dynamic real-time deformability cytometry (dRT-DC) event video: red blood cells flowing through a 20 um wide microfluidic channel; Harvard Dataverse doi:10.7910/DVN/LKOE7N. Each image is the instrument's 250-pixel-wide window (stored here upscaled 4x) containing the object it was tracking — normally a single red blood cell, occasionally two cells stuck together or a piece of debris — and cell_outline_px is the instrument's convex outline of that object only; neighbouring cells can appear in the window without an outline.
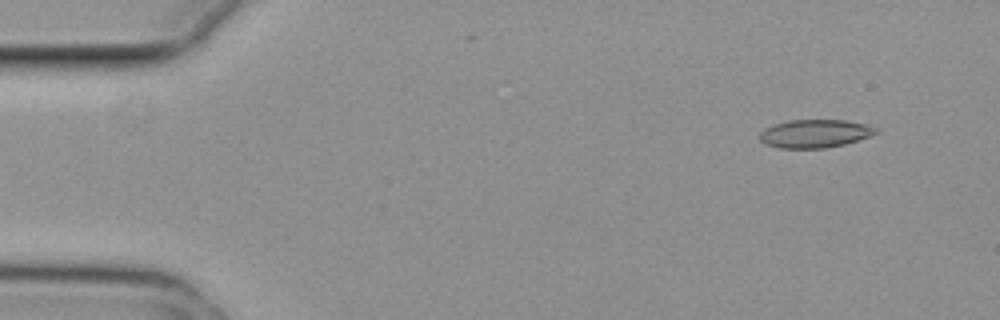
{"species": "common noctule bat (a hibernating species)", "species_latin": "Nyctalus noctula", "temperature_condition": "cold", "stored_images_in_passage": 55, "camera_frame_rate_fps": 3000, "um_per_image_px": 0.085, "animal": {"sex": "female", "body_mass_g": 29.2, "forearm_length_mm": 56.3}, "frame": {"image": 1, "passage_image": 5, "time_ms": 1.333, "image_size_px": [1000, 320], "cell_outline_px": [[876, 132], [868, 136], [844, 144], [824, 148], [780, 148], [764, 144], [760, 140], [760, 132], [764, 128], [772, 124], [788, 120], [844, 120], [864, 124], [876, 128]], "centroid_in_image_um": [69.17, 11.35], "position_along_channel_um": 15.8, "area_um2": 18.9}}
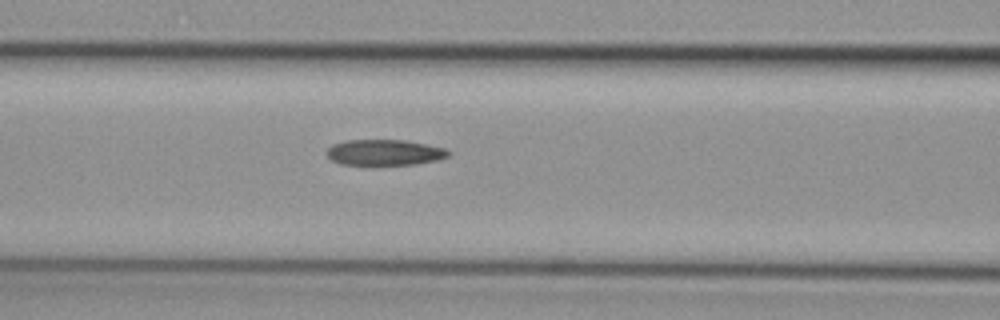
{"frame": {"image": 2, "passage_image": 23, "time_ms": 7.333, "image_size_px": [1000, 320], "cell_outline_px": [[452, 152], [448, 156], [436, 160], [416, 164], [376, 168], [372, 168], [340, 164], [332, 160], [328, 156], [328, 148], [332, 144], [348, 140], [404, 140], [444, 148]], "centroid_in_image_um": [32.65, 13.02], "position_along_channel_um": 134.0, "area_um2": 19.13}}
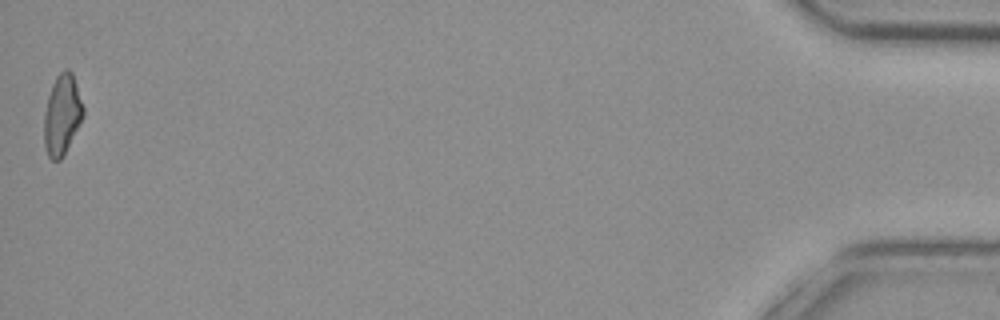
{"frame": {"image": 3, "passage_image": 55, "time_ms": 18.0, "image_size_px": [1000, 320], "cell_outline_px": [[84, 116], [60, 160], [52, 160], [48, 156], [44, 144], [44, 112], [48, 96], [52, 84], [56, 76], [64, 68], [68, 68], [72, 72], [84, 108]], "centroid_in_image_um": [5.27, 9.72], "position_along_channel_um": 429.9, "area_um2": 18.21}}